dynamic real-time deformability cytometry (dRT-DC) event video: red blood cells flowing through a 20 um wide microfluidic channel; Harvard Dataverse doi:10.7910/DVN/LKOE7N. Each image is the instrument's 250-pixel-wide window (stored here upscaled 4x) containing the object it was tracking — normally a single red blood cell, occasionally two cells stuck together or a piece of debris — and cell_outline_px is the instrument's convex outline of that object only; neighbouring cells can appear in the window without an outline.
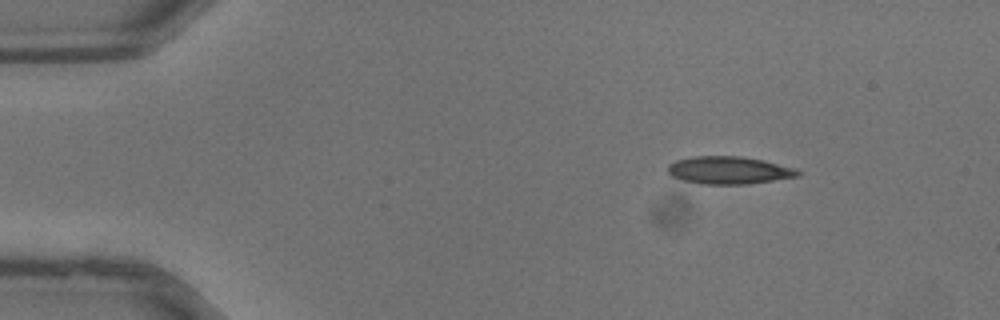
{"species": "common noctule bat (a hibernating species)", "species_latin": "Nyctalus noctula", "temperature_condition": "warm", "stored_images_in_passage": 32, "camera_frame_rate_fps": 3000, "um_per_image_px": 0.085, "animal": {"sex": "male", "body_mass_g": 13.3}, "frame": {"image": 1, "passage_image": 1, "time_ms": 0.0, "image_size_px": [1000, 320], "cell_outline_px": [[800, 176], [748, 184], [700, 184], [684, 180], [672, 176], [668, 172], [668, 164], [676, 160], [696, 156], [740, 156], [764, 160], [796, 168], [800, 172]], "centroid_in_image_um": [61.98, 14.47], "position_along_channel_um": 23.0, "area_um2": 20.92}}
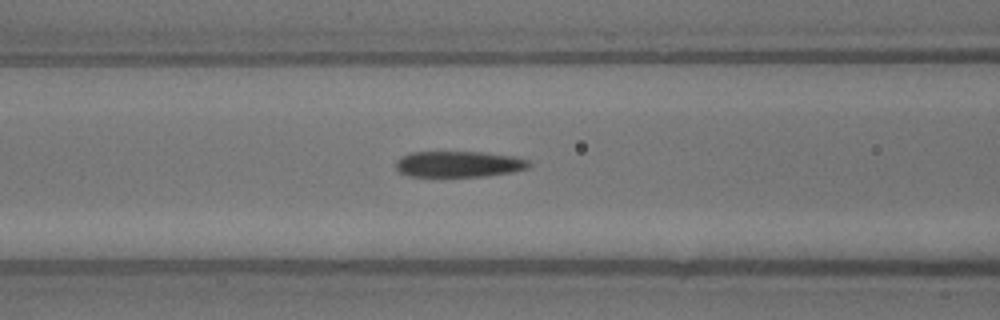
{"frame": {"image": 2, "passage_image": 11, "time_ms": 3.333, "image_size_px": [1000, 320], "cell_outline_px": [[532, 164], [528, 168], [512, 172], [484, 176], [408, 176], [400, 172], [396, 168], [396, 160], [400, 156], [408, 152], [480, 152], [516, 156], [528, 160]], "centroid_in_image_um": [38.99, 13.94], "position_along_channel_um": 127.6, "area_um2": 20.29}}
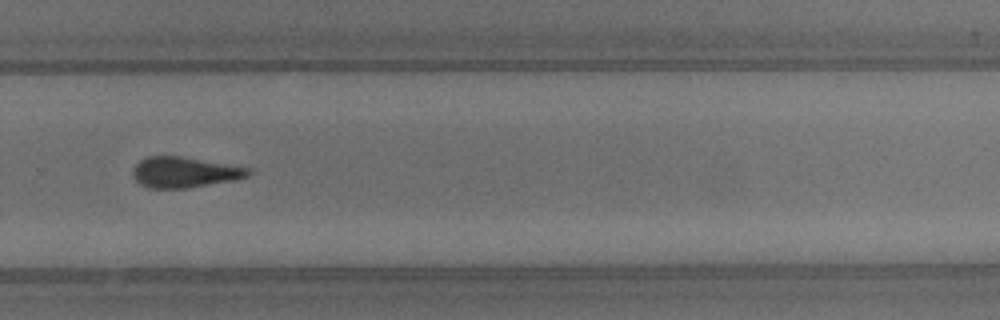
{"frame": {"image": 3, "passage_image": 21, "time_ms": 6.667, "image_size_px": [1000, 320], "cell_outline_px": [[252, 172], [248, 176], [232, 180], [188, 188], [148, 188], [140, 184], [132, 176], [132, 168], [140, 160], [148, 156], [180, 156], [252, 168]], "centroid_in_image_um": [15.66, 14.64], "position_along_channel_um": 314.1, "area_um2": 20.63}}